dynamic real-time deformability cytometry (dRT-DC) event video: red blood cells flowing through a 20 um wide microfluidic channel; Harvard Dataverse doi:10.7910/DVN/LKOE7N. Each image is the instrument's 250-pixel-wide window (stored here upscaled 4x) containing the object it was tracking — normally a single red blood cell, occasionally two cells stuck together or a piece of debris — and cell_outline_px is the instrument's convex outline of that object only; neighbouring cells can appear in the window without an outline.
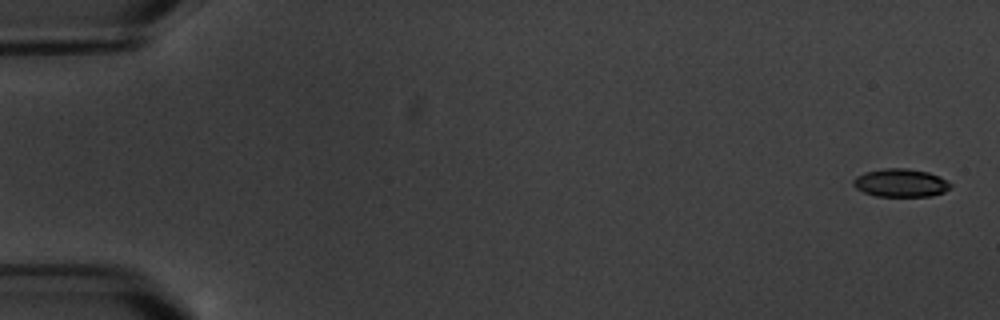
{"species": "common noctule bat (a hibernating species)", "species_latin": "Nyctalus noctula", "temperature_condition": "warm", "stored_images_in_passage": 12, "camera_frame_rate_fps": 3000, "um_per_image_px": 0.085, "animal": {"sex": "male", "body_mass_g": 20.1, "forearm_length_mm": 53.5}, "frame": {"image": 1, "passage_image": 1, "time_ms": 0.0, "image_size_px": [1000, 320], "cell_outline_px": [[952, 184], [944, 192], [932, 196], [876, 196], [864, 192], [856, 188], [852, 184], [852, 180], [856, 176], [864, 172], [884, 168], [908, 168], [928, 172], [940, 176]], "centroid_in_image_um": [76.54, 15.53], "position_along_channel_um": 8.5, "area_um2": 16.01}}
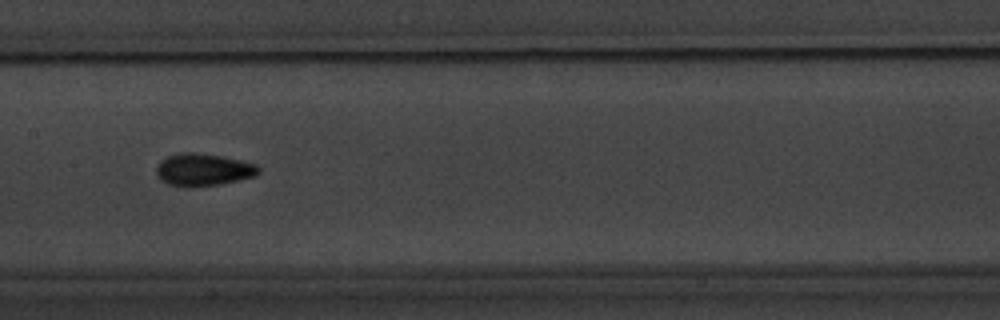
{"frame": {"image": 2, "passage_image": 9, "time_ms": 9.667, "image_size_px": [1000, 320], "cell_outline_px": [[260, 172], [256, 176], [220, 184], [168, 184], [160, 180], [156, 172], [156, 164], [160, 160], [168, 156], [180, 152], [196, 152], [220, 156], [240, 160], [256, 164], [260, 168]], "centroid_in_image_um": [17.28, 14.38], "position_along_channel_um": 190.1, "area_um2": 18.79}}
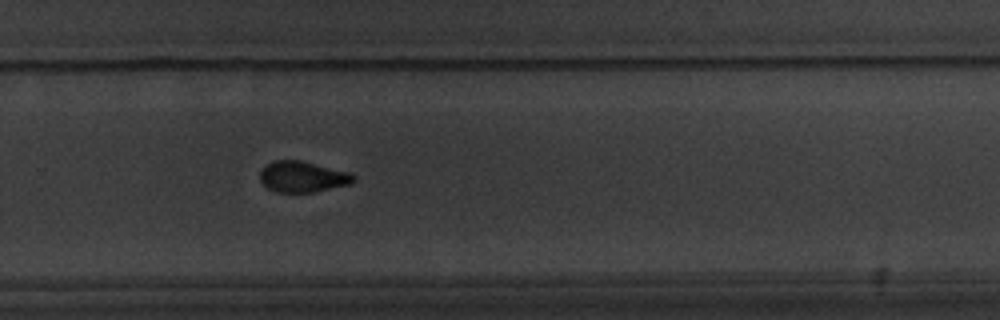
{"frame": {"image": 3, "passage_image": 12, "time_ms": 13.0, "image_size_px": [1000, 320], "cell_outline_px": [[356, 180], [352, 184], [312, 192], [276, 192], [268, 188], [260, 180], [260, 172], [272, 160], [300, 160], [352, 172], [356, 176]], "centroid_in_image_um": [25.78, 15.02], "position_along_channel_um": 304.0, "area_um2": 16.99}}